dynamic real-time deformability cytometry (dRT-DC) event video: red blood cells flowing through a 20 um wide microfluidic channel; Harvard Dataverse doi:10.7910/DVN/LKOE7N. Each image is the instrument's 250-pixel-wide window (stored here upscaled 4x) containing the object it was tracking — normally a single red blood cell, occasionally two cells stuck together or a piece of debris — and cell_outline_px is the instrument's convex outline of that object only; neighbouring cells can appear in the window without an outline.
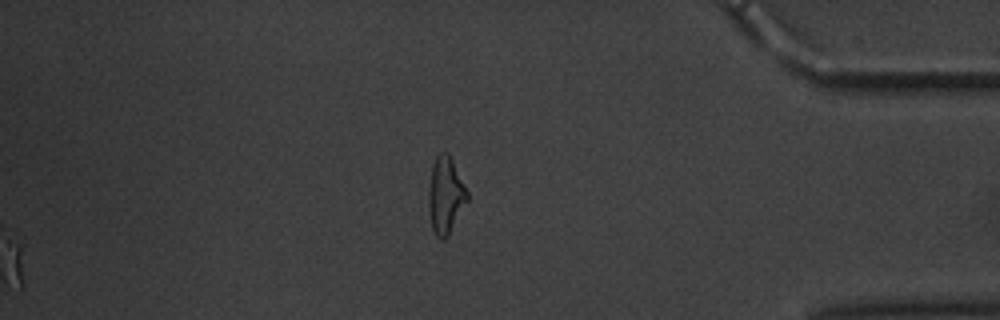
{"species": "common noctule bat (a hibernating species)", "species_latin": "Nyctalus noctula", "temperature_condition": "warm", "stored_images_in_passage": 61, "segment_of_instrument_passage": [2, 2], "camera_frame_rate_fps": 3000, "um_per_image_px": 0.085, "animal": {"sex": "male", "body_mass_g": 20.1, "forearm_length_mm": 53.5}, "frame": {"image": 1, "passage_image": 61, "time_ms": 20.0, "image_size_px": [1000, 320], "cell_outline_px": [[468, 200], [448, 236], [444, 240], [440, 240], [436, 236], [432, 228], [428, 212], [428, 192], [432, 164], [436, 156], [440, 152], [448, 152], [468, 192]], "centroid_in_image_um": [37.85, 16.62], "position_along_channel_um": 397.3, "area_um2": 17.4}}